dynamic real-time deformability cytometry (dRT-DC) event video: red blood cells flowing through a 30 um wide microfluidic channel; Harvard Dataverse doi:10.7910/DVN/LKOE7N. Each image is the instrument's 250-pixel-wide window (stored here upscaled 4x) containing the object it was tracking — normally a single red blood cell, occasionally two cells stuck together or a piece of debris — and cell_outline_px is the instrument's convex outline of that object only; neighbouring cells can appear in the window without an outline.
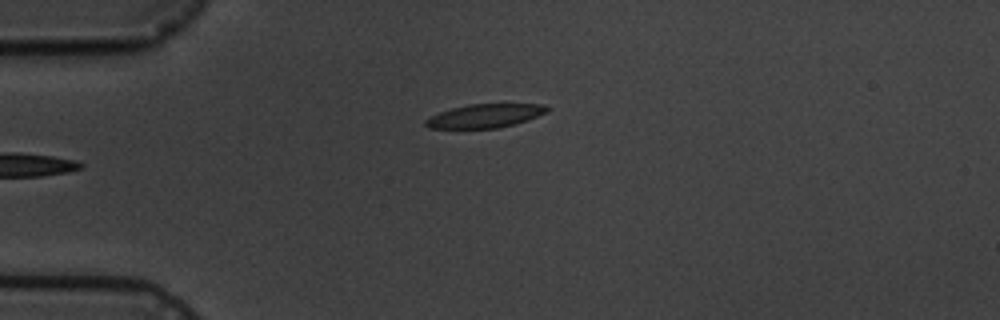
{"species": "common noctule bat (a hibernating species)", "species_latin": "Nyctalus noctula", "temperature_condition": "cold", "stored_images_in_passage": 2, "camera_frame_rate_fps": 3000, "um_per_image_px": 0.085, "animal": {"sex": "male", "body_mass_g": 19.5, "forearm_length_mm": 54.6}, "frame": {"image": 1, "passage_image": 1, "time_ms": 0.0, "image_size_px": [1000, 320], "cell_outline_px": [[548, 112], [528, 120], [516, 124], [500, 128], [428, 128], [424, 124], [424, 120], [440, 112], [452, 108], [468, 104], [544, 104], [548, 108]], "centroid_in_image_um": [41.24, 9.85], "position_along_channel_um": 43.8, "area_um2": 16.76}}